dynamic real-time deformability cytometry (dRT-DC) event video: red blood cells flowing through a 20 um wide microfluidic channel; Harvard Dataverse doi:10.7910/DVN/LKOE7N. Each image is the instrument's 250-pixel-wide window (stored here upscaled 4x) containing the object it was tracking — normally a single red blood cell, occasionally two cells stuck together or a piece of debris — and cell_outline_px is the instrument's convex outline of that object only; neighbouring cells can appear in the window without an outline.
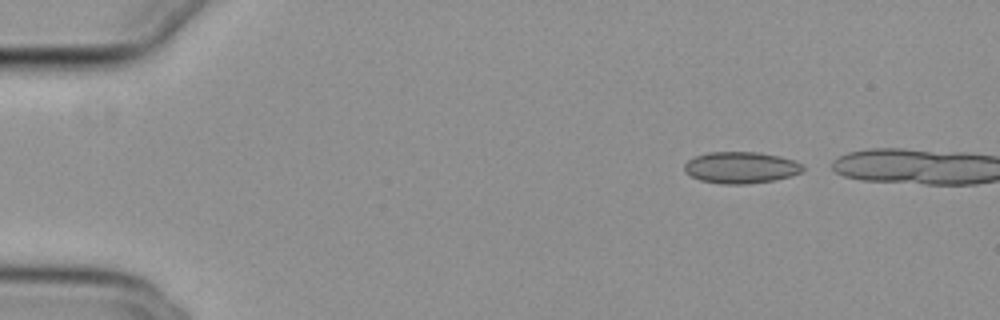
{"species": "common noctule bat (a hibernating species)", "species_latin": "Nyctalus noctula", "temperature_condition": "cold", "stored_images_in_passage": 9, "camera_frame_rate_fps": 3000, "um_per_image_px": 0.085, "animal": {"sex": "female", "body_mass_g": 29.2, "forearm_length_mm": 56.3}, "frame": {"image": 1, "passage_image": 1, "time_ms": 0.0, "image_size_px": [1000, 320], "cell_outline_px": [[804, 172], [792, 176], [776, 180], [744, 184], [724, 184], [700, 180], [684, 172], [684, 164], [688, 160], [696, 156], [708, 152], [760, 152], [780, 156], [796, 160], [804, 164]], "centroid_in_image_um": [63.04, 14.24], "position_along_channel_um": 22.0, "area_um2": 22.08}}